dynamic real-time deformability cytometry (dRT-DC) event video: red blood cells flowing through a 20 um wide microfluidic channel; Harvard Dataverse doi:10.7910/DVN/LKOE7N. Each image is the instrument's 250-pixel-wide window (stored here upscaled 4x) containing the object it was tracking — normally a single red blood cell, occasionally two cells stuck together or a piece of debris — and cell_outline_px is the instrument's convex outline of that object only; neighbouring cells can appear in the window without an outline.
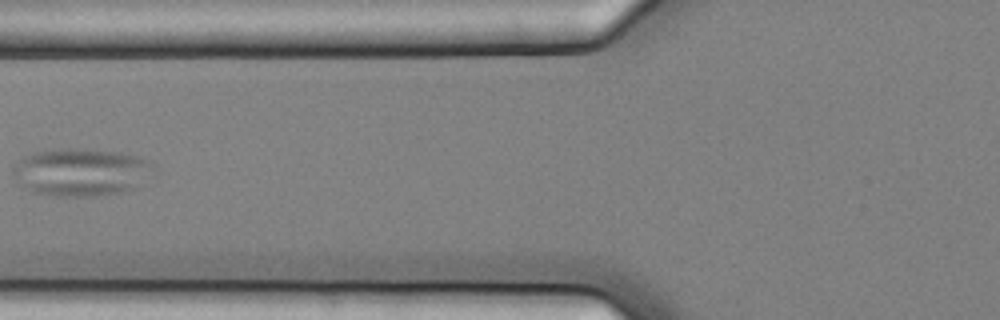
{"species": "common noctule bat (a hibernating species)", "species_latin": "Nyctalus noctula", "temperature_condition": "cold", "stored_images_in_passage": 8, "camera_frame_rate_fps": 3000, "um_per_image_px": 0.085, "animal": {"sex": "female", "body_mass_g": 25.1}, "frame": {"image": 1, "passage_image": 7, "time_ms": 2.0, "image_size_px": [1000, 320], "cell_outline_px": [[156, 172], [128, 188], [120, 192], [92, 196], [56, 196], [32, 192], [24, 188], [12, 172], [12, 168], [24, 156], [32, 152], [64, 148], [120, 152], [136, 156], [148, 160], [156, 168]], "centroid_in_image_um": [6.85, 14.62], "position_along_channel_um": 118.9, "area_um2": 38.55}}